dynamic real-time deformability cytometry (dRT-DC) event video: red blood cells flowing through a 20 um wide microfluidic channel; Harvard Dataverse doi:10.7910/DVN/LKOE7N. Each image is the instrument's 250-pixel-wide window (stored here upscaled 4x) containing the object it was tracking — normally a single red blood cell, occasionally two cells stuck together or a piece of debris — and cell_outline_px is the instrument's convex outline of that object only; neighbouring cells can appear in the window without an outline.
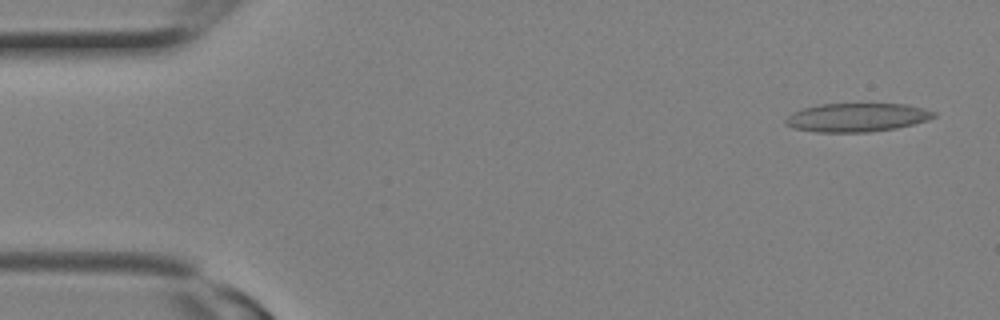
{"species": "Egyptian fruit bat (a non-hibernating species)", "species_latin": "Rousettus aegyptiacus", "temperature_condition": "room temperature", "stored_images_in_passage": 10, "camera_frame_rate_fps": 3000, "um_per_image_px": 0.085, "animal": {"sex": "female"}, "frame": {"image": 1, "passage_image": 1, "time_ms": 0.0, "image_size_px": [1000, 320], "cell_outline_px": [[936, 116], [928, 120], [896, 128], [868, 132], [816, 132], [796, 128], [784, 124], [784, 120], [792, 112], [804, 108], [820, 104], [908, 104], [936, 112]], "centroid_in_image_um": [72.84, 9.98], "position_along_channel_um": 12.2, "area_um2": 24.62}}
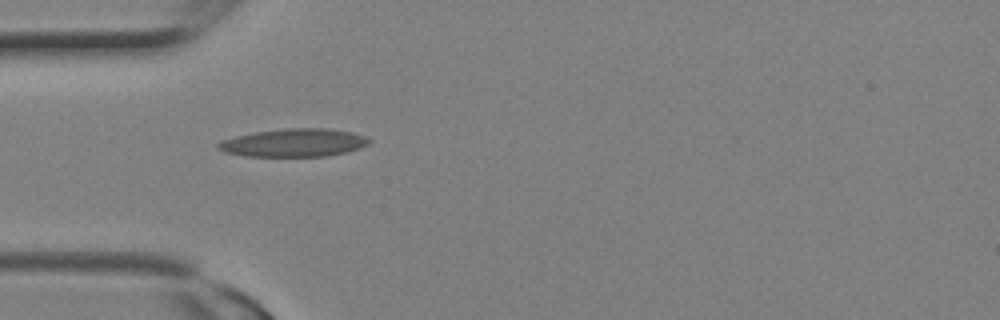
{"frame": {"image": 2, "passage_image": 7, "time_ms": 2.0, "image_size_px": [1000, 320], "cell_outline_px": [[372, 140], [368, 144], [360, 148], [344, 152], [324, 156], [244, 156], [224, 152], [216, 148], [216, 144], [220, 140], [236, 136], [256, 132], [288, 128], [328, 128], [352, 132], [364, 136]], "centroid_in_image_um": [24.95, 12.13], "position_along_channel_um": 60.1, "area_um2": 24.62}}
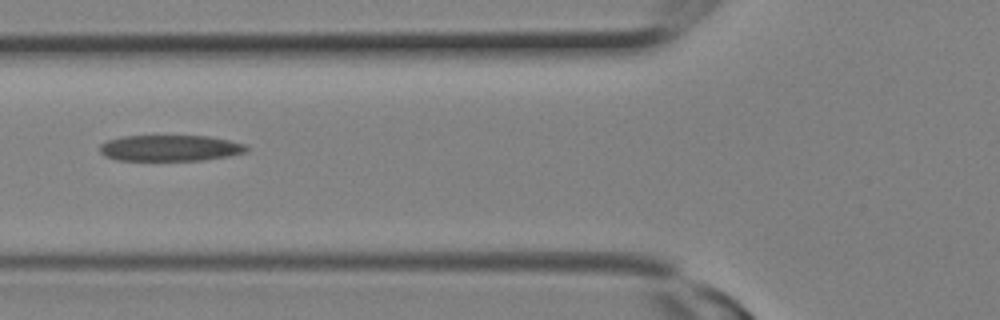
{"frame": {"image": 3, "passage_image": 9, "time_ms": 2.667, "image_size_px": [1000, 320], "cell_outline_px": [[248, 148], [244, 152], [228, 156], [204, 160], [116, 160], [104, 156], [100, 152], [100, 144], [108, 140], [120, 136], [208, 136], [248, 144]], "centroid_in_image_um": [14.44, 12.58], "position_along_channel_um": 111.4, "area_um2": 22.31}}